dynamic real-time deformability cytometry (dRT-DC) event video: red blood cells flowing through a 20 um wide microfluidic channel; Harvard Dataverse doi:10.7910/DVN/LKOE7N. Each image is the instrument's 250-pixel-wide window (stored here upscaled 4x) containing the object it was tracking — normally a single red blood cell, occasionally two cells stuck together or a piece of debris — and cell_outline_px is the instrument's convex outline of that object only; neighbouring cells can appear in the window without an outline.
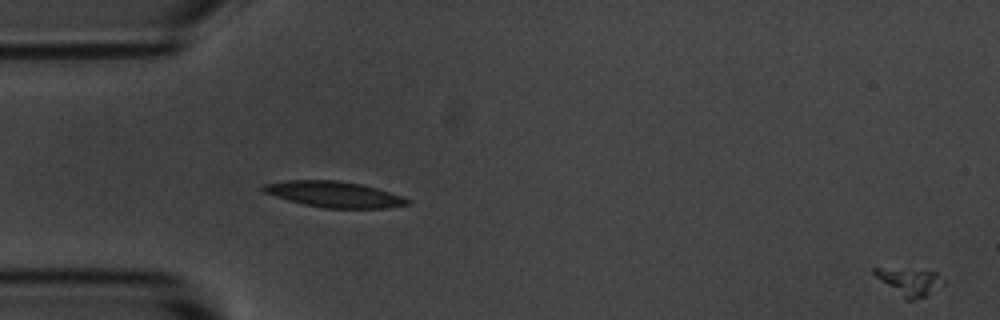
{"species": "common noctule bat (a hibernating species)", "species_latin": "Nyctalus noctula", "temperature_condition": "room temperature", "stored_images_in_passage": 57, "camera_frame_rate_fps": 3000, "um_per_image_px": 0.085, "animal": {"sex": "male", "body_mass_g": 20.1, "forearm_length_mm": 53.5}, "frame": {"image": 1, "passage_image": 1, "time_ms": 0.0, "image_size_px": [1000, 320], "cell_outline_px": [[944, 284], [924, 296], [912, 300], [904, 300], [876, 276], [872, 272], [872, 268], [880, 268], [936, 272], [944, 280]], "centroid_in_image_um": [77.3, 23.96], "position_along_channel_um": 7.7, "area_um2": 10.58}}
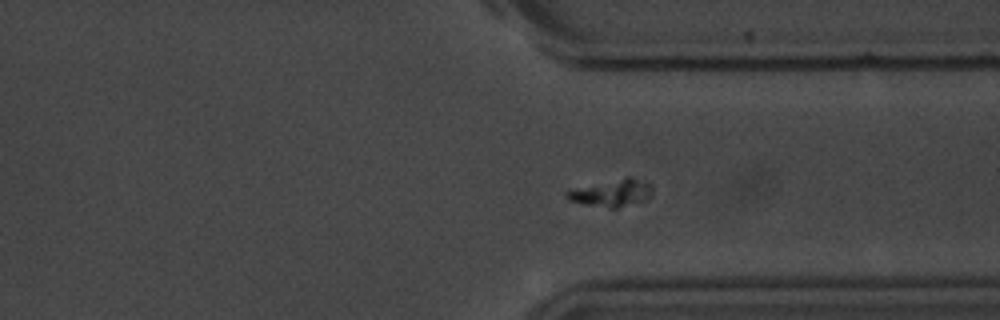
{"frame": {"image": 2, "passage_image": 43, "time_ms": 14.0, "image_size_px": [1000, 320], "cell_outline_px": [[652, 192], [648, 200], [616, 208], [608, 208], [568, 200], [564, 196], [564, 192], [628, 176], [632, 176], [648, 184], [652, 188]], "centroid_in_image_um": [52.05, 16.41], "position_along_channel_um": 359.4, "area_um2": 13.18}}
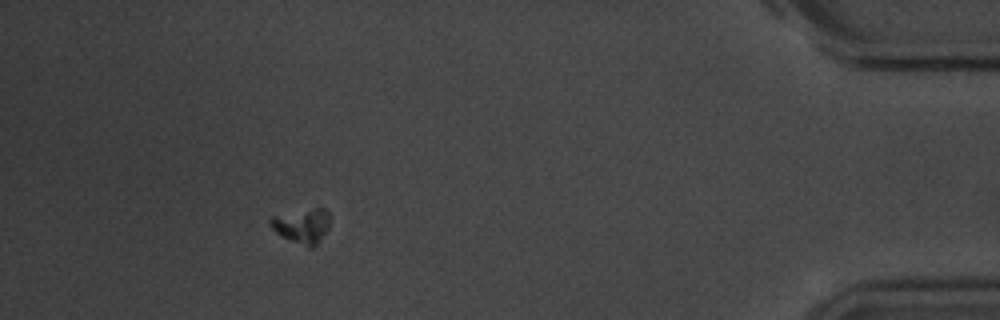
{"frame": {"image": 3, "passage_image": 52, "time_ms": 17.0, "image_size_px": [1000, 320], "cell_outline_px": [[328, 228], [316, 244], [312, 248], [308, 248], [280, 236], [272, 228], [268, 220], [272, 216], [316, 208], [324, 208], [328, 212]], "centroid_in_image_um": [25.65, 19.21], "position_along_channel_um": 409.6, "area_um2": 11.79}}